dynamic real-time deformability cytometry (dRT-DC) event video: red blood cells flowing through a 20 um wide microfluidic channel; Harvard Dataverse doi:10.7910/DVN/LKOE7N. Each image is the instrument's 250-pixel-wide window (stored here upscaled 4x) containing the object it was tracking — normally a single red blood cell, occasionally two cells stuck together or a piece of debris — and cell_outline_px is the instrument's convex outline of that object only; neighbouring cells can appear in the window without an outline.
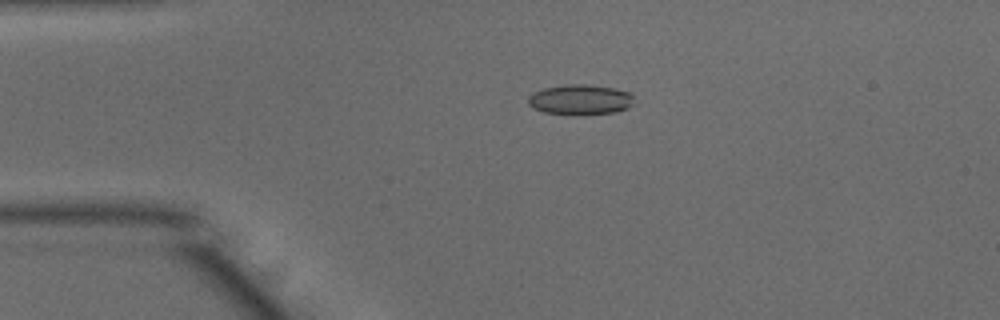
{"species": "common noctule bat (a hibernating species)", "species_latin": "Nyctalus noctula", "temperature_condition": "warm", "stored_images_in_passage": 49, "camera_frame_rate_fps": 3000, "um_per_image_px": 0.085, "animal": {"sex": "male", "body_mass_g": 15.6}, "frame": {"image": 1, "passage_image": 10, "time_ms": 3.0, "image_size_px": [1000, 320], "cell_outline_px": [[632, 104], [628, 108], [616, 112], [580, 116], [572, 116], [544, 112], [532, 108], [528, 104], [528, 96], [532, 92], [544, 88], [564, 84], [588, 84], [616, 88], [632, 92]], "centroid_in_image_um": [49.31, 8.48], "position_along_channel_um": 35.7, "area_um2": 19.31}}
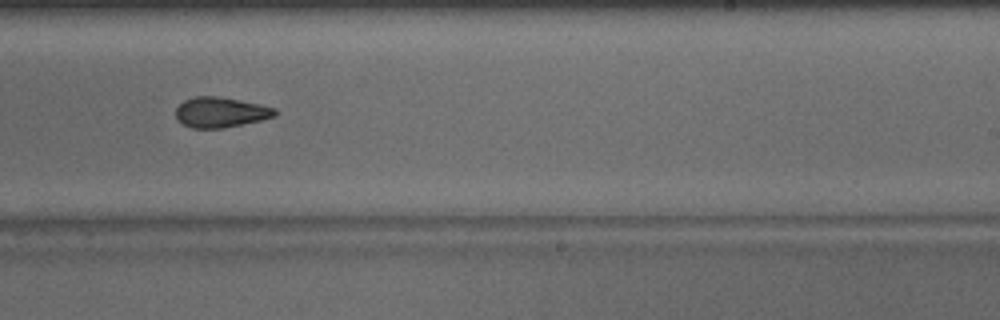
{"frame": {"image": 2, "passage_image": 30, "time_ms": 9.667, "image_size_px": [1000, 320], "cell_outline_px": [[276, 116], [260, 120], [220, 128], [192, 128], [176, 120], [176, 108], [184, 100], [196, 96], [216, 96], [260, 104], [276, 108]], "centroid_in_image_um": [18.73, 9.54], "position_along_channel_um": 270.3, "area_um2": 17.28}}
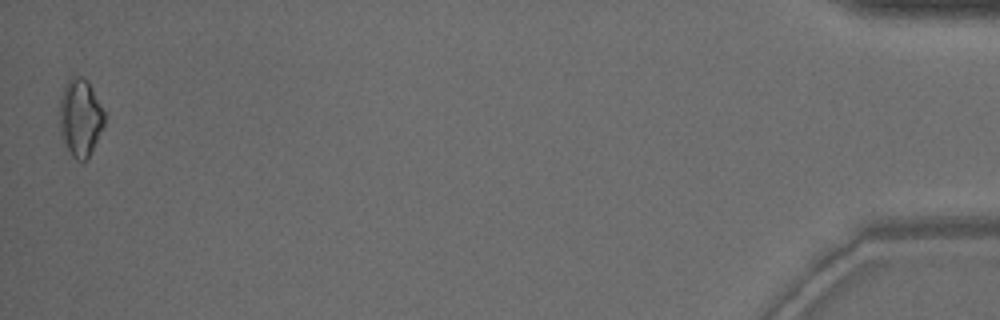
{"frame": {"image": 3, "passage_image": 49, "time_ms": 16.0, "image_size_px": [1000, 320], "cell_outline_px": [[104, 124], [88, 160], [76, 160], [72, 156], [64, 144], [60, 136], [60, 96], [68, 80], [72, 76], [80, 76], [88, 80], [104, 112]], "centroid_in_image_um": [6.81, 10.01], "position_along_channel_um": 428.4, "area_um2": 20.23}, "authors_computed_cell_mechanics": {"area_um2": 18.1492, "velocity_mm_per_s": 3.9993, "shape_relaxation_time_tau1_ms": 4.0559, "shape_relaxation_time_tau2_ms": 1.8917, "deformation_change_tau1": 0.1252, "deformation_change_tau2": 0.0879}}